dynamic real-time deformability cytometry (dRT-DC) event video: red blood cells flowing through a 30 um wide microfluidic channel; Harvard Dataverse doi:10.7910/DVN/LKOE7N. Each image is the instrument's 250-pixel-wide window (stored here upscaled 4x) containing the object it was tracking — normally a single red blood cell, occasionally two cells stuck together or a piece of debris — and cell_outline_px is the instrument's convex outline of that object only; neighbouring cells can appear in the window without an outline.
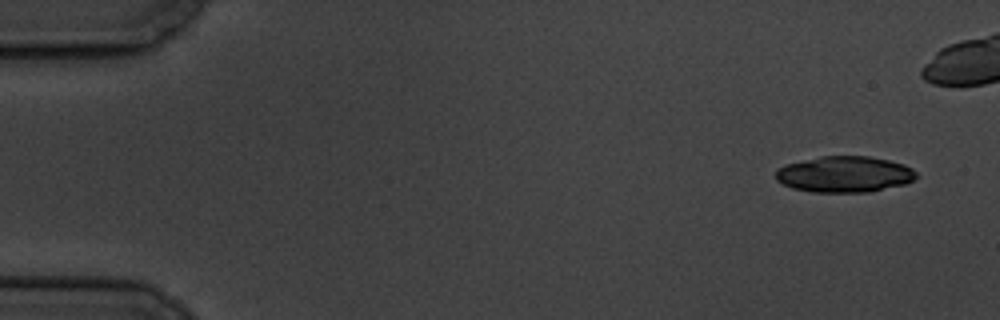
{"species": "common noctule bat (a hibernating species)", "species_latin": "Nyctalus noctula", "temperature_condition": "cold", "stored_images_in_passage": 48, "camera_frame_rate_fps": 3000, "um_per_image_px": 0.085, "animal": {"sex": "male", "body_mass_g": 19.5, "forearm_length_mm": 54.6}, "frame": {"image": 1, "passage_image": 1, "time_ms": 0.0, "image_size_px": [1000, 320], "cell_outline_px": [[916, 176], [912, 180], [904, 184], [868, 192], [812, 192], [792, 188], [776, 180], [776, 168], [784, 164], [820, 156], [868, 156], [888, 160], [904, 164], [912, 168], [916, 172]], "centroid_in_image_um": [71.74, 14.8], "position_along_channel_um": 13.3, "area_um2": 29.59}}